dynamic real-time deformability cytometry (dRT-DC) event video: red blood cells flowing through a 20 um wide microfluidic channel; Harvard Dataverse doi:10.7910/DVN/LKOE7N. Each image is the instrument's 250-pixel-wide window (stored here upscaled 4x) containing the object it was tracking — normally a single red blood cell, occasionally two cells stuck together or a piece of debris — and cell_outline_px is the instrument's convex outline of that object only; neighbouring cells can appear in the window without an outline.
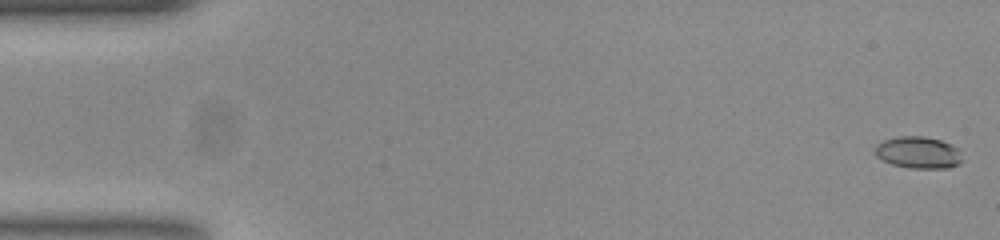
{"species": "common noctule bat (a hibernating species)", "species_latin": "Nyctalus noctula", "temperature_condition": "room temperature", "stored_images_in_passage": 53, "camera_frame_rate_fps": 3000, "um_per_image_px": 0.085, "animal": {"sex": "female", "body_mass_g": 23.0, "forearm_length_mm": 53.4}, "frame": {"image": 1, "passage_image": 2, "time_ms": 0.333, "image_size_px": [1000, 240], "cell_outline_px": [[964, 160], [960, 164], [948, 168], [912, 168], [892, 164], [876, 156], [876, 144], [884, 140], [896, 136], [924, 136], [940, 140], [952, 144], [956, 148]], "centroid_in_image_um": [78.08, 12.96], "position_along_channel_um": 6.9, "area_um2": 16.18}}
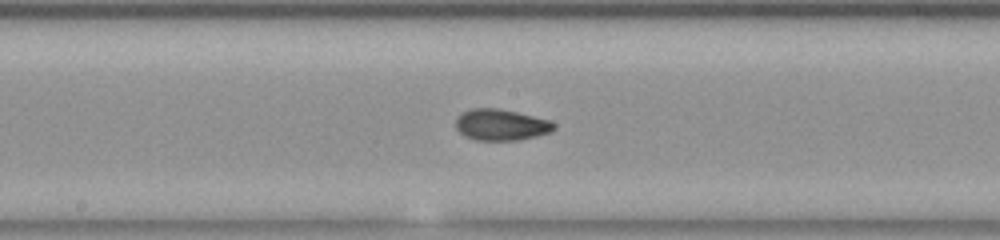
{"frame": {"image": 2, "passage_image": 29, "time_ms": 9.333, "image_size_px": [1000, 240], "cell_outline_px": [[556, 128], [552, 132], [520, 140], [476, 140], [464, 136], [456, 128], [456, 116], [472, 108], [500, 108], [548, 120], [556, 124]], "centroid_in_image_um": [42.59, 10.61], "position_along_channel_um": 205.6, "area_um2": 17.92}}
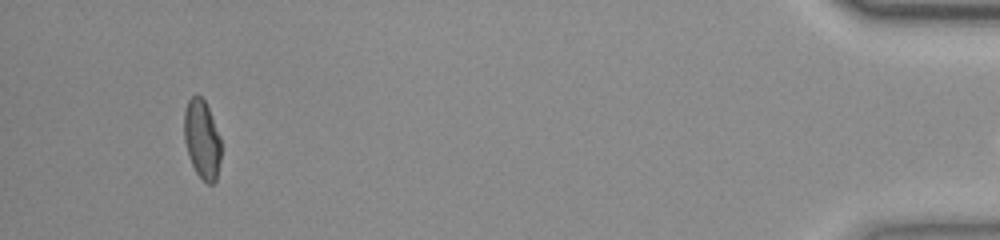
{"frame": {"image": 3, "passage_image": 52, "time_ms": 17.0, "image_size_px": [1000, 240], "cell_outline_px": [[220, 160], [216, 180], [212, 184], [208, 184], [196, 172], [188, 156], [184, 140], [184, 112], [188, 100], [192, 96], [200, 96], [204, 100], [208, 108], [220, 136]], "centroid_in_image_um": [17.16, 11.84], "position_along_channel_um": 418.0, "area_um2": 16.82}}